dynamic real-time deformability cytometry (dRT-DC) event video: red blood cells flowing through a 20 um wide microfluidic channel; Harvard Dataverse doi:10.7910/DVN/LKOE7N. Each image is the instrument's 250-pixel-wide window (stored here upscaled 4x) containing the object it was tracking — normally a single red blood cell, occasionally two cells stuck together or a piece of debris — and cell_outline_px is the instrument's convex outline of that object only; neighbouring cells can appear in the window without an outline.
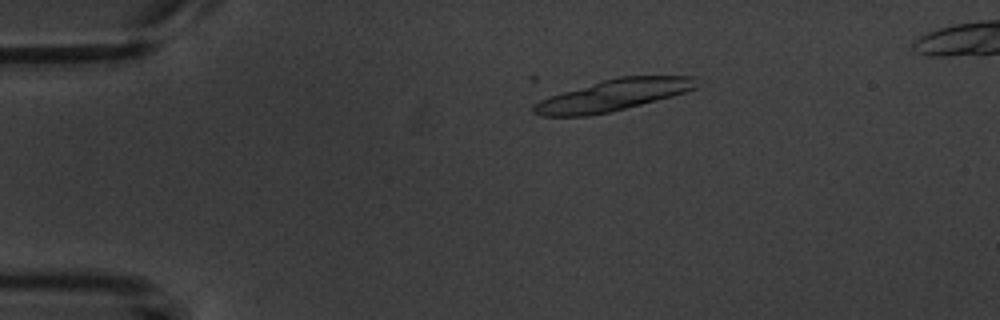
{"species": "common noctule bat (a hibernating species)", "species_latin": "Nyctalus noctula", "temperature_condition": "warm", "stored_images_in_passage": 10, "segment_of_instrument_passage": [1, 2], "camera_frame_rate_fps": 3000, "um_per_image_px": 0.085, "animal": {"sex": "male", "body_mass_g": 20.1, "forearm_length_mm": 53.5}, "frame": {"image": 1, "passage_image": 3, "time_ms": 3.333, "image_size_px": [1000, 320], "cell_outline_px": [[696, 88], [672, 96], [612, 112], [588, 116], [540, 116], [532, 112], [532, 108], [540, 100], [564, 92], [604, 80], [620, 76], [692, 76]], "centroid_in_image_um": [52.1, 8.11], "position_along_channel_um": 32.9, "area_um2": 29.19}}